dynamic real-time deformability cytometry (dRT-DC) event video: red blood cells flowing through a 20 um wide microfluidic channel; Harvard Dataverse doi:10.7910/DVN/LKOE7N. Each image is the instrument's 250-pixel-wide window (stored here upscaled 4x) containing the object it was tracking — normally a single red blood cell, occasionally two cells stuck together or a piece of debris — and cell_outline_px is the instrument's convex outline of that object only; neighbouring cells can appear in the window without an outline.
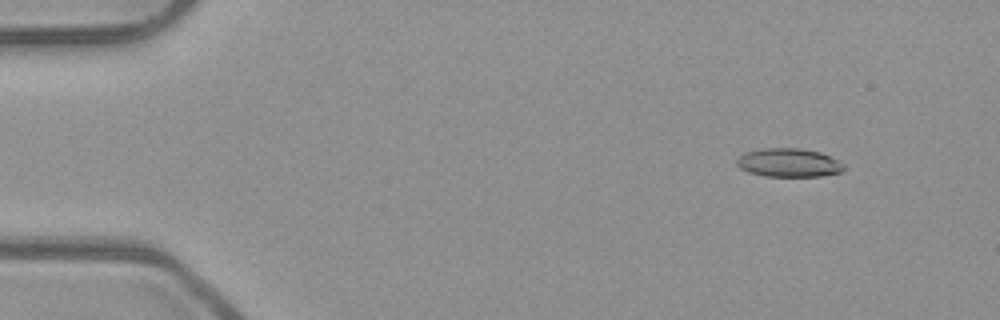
{"species": "common noctule bat (a hibernating species)", "species_latin": "Nyctalus noctula", "temperature_condition": "room temperature", "stored_images_in_passage": 52, "camera_frame_rate_fps": 3000, "um_per_image_px": 0.085, "animal": {"sex": "male", "body_mass_g": 23.1, "forearm_length_mm": 52.7}, "frame": {"image": 1, "passage_image": 5, "time_ms": 1.333, "image_size_px": [1000, 320], "cell_outline_px": [[844, 168], [840, 172], [820, 176], [764, 176], [748, 172], [740, 168], [736, 164], [736, 160], [744, 152], [764, 148], [800, 148], [820, 152], [844, 164]], "centroid_in_image_um": [67.0, 13.83], "position_along_channel_um": 18.0, "area_um2": 17.74}}
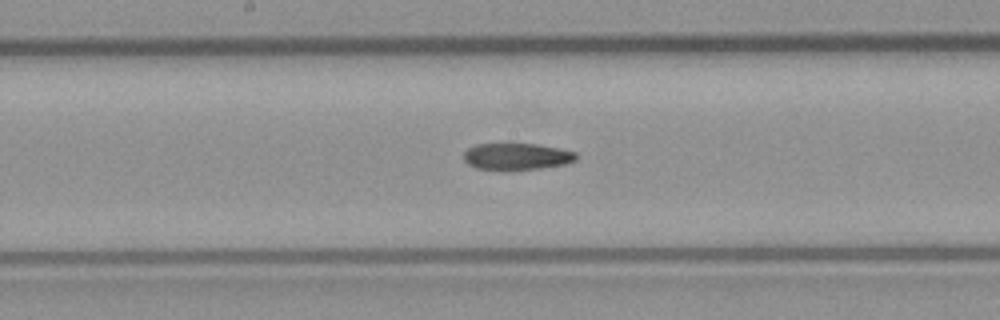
{"frame": {"image": 2, "passage_image": 27, "time_ms": 8.667, "image_size_px": [1000, 320], "cell_outline_px": [[576, 160], [564, 164], [540, 168], [476, 168], [468, 164], [464, 160], [464, 152], [468, 148], [476, 144], [536, 144], [560, 148], [576, 152]], "centroid_in_image_um": [43.93, 13.27], "position_along_channel_um": 204.3, "area_um2": 16.94}}
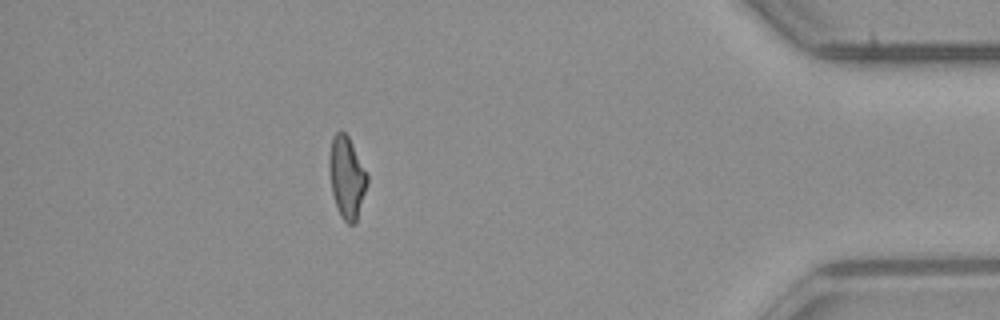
{"frame": {"image": 3, "passage_image": 46, "time_ms": 15.0, "image_size_px": [1000, 320], "cell_outline_px": [[368, 184], [356, 224], [348, 224], [340, 216], [332, 192], [328, 168], [328, 160], [332, 136], [336, 132], [344, 132], [348, 136], [368, 172]], "centroid_in_image_um": [29.49, 15.08], "position_along_channel_um": 405.7, "area_um2": 18.44}, "authors_computed_cell_mechanics": {"area_um2": 18.3515, "velocity_mm_per_s": 3.9609, "shape_relaxation_time_tau1_ms": null, "shape_relaxation_time_tau2_ms": 6.1483, "deformation_change_tau1": null, "deformation_change_tau2": 0.1572}}